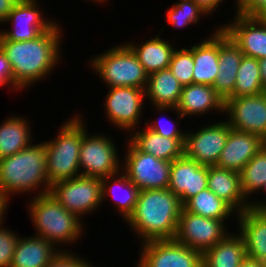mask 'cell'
Wrapping results in <instances>:
<instances>
[{
	"label": "cell",
	"mask_w": 266,
	"mask_h": 267,
	"mask_svg": "<svg viewBox=\"0 0 266 267\" xmlns=\"http://www.w3.org/2000/svg\"><path fill=\"white\" fill-rule=\"evenodd\" d=\"M265 145L266 140L255 133L230 128L227 142L216 166L240 172Z\"/></svg>",
	"instance_id": "cell-18"
},
{
	"label": "cell",
	"mask_w": 266,
	"mask_h": 267,
	"mask_svg": "<svg viewBox=\"0 0 266 267\" xmlns=\"http://www.w3.org/2000/svg\"><path fill=\"white\" fill-rule=\"evenodd\" d=\"M88 1H92V2H95V3H102V2H107V0H88Z\"/></svg>",
	"instance_id": "cell-48"
},
{
	"label": "cell",
	"mask_w": 266,
	"mask_h": 267,
	"mask_svg": "<svg viewBox=\"0 0 266 267\" xmlns=\"http://www.w3.org/2000/svg\"><path fill=\"white\" fill-rule=\"evenodd\" d=\"M224 115L231 129L255 133L266 140V91L258 95L228 98Z\"/></svg>",
	"instance_id": "cell-13"
},
{
	"label": "cell",
	"mask_w": 266,
	"mask_h": 267,
	"mask_svg": "<svg viewBox=\"0 0 266 267\" xmlns=\"http://www.w3.org/2000/svg\"><path fill=\"white\" fill-rule=\"evenodd\" d=\"M214 31L213 35L193 45V84L213 86L216 80L219 71V28Z\"/></svg>",
	"instance_id": "cell-23"
},
{
	"label": "cell",
	"mask_w": 266,
	"mask_h": 267,
	"mask_svg": "<svg viewBox=\"0 0 266 267\" xmlns=\"http://www.w3.org/2000/svg\"><path fill=\"white\" fill-rule=\"evenodd\" d=\"M157 111L163 113L168 110L175 111L178 119L191 115H205L211 110L224 112V101L217 95L211 85L190 84L183 86L178 105L176 107H154Z\"/></svg>",
	"instance_id": "cell-19"
},
{
	"label": "cell",
	"mask_w": 266,
	"mask_h": 267,
	"mask_svg": "<svg viewBox=\"0 0 266 267\" xmlns=\"http://www.w3.org/2000/svg\"><path fill=\"white\" fill-rule=\"evenodd\" d=\"M128 137L140 151L158 159L172 162L184 154L185 138H165L147 128L133 130Z\"/></svg>",
	"instance_id": "cell-24"
},
{
	"label": "cell",
	"mask_w": 266,
	"mask_h": 267,
	"mask_svg": "<svg viewBox=\"0 0 266 267\" xmlns=\"http://www.w3.org/2000/svg\"><path fill=\"white\" fill-rule=\"evenodd\" d=\"M61 251L39 236H19L10 267H46Z\"/></svg>",
	"instance_id": "cell-25"
},
{
	"label": "cell",
	"mask_w": 266,
	"mask_h": 267,
	"mask_svg": "<svg viewBox=\"0 0 266 267\" xmlns=\"http://www.w3.org/2000/svg\"><path fill=\"white\" fill-rule=\"evenodd\" d=\"M168 68L183 86L193 84V45L188 49H176Z\"/></svg>",
	"instance_id": "cell-35"
},
{
	"label": "cell",
	"mask_w": 266,
	"mask_h": 267,
	"mask_svg": "<svg viewBox=\"0 0 266 267\" xmlns=\"http://www.w3.org/2000/svg\"><path fill=\"white\" fill-rule=\"evenodd\" d=\"M88 134L87 132L84 134L80 147L81 175L103 179L119 173L122 169L119 152H117L119 150L112 138L101 133Z\"/></svg>",
	"instance_id": "cell-8"
},
{
	"label": "cell",
	"mask_w": 266,
	"mask_h": 267,
	"mask_svg": "<svg viewBox=\"0 0 266 267\" xmlns=\"http://www.w3.org/2000/svg\"><path fill=\"white\" fill-rule=\"evenodd\" d=\"M207 178L208 167L183 154L171 162L168 189L184 204L189 198L207 188Z\"/></svg>",
	"instance_id": "cell-17"
},
{
	"label": "cell",
	"mask_w": 266,
	"mask_h": 267,
	"mask_svg": "<svg viewBox=\"0 0 266 267\" xmlns=\"http://www.w3.org/2000/svg\"><path fill=\"white\" fill-rule=\"evenodd\" d=\"M9 203V199L0 191V225L4 224V216L8 205H10Z\"/></svg>",
	"instance_id": "cell-43"
},
{
	"label": "cell",
	"mask_w": 266,
	"mask_h": 267,
	"mask_svg": "<svg viewBox=\"0 0 266 267\" xmlns=\"http://www.w3.org/2000/svg\"><path fill=\"white\" fill-rule=\"evenodd\" d=\"M259 212L266 217V205Z\"/></svg>",
	"instance_id": "cell-47"
},
{
	"label": "cell",
	"mask_w": 266,
	"mask_h": 267,
	"mask_svg": "<svg viewBox=\"0 0 266 267\" xmlns=\"http://www.w3.org/2000/svg\"><path fill=\"white\" fill-rule=\"evenodd\" d=\"M135 53L139 63L149 74L167 69L174 51L176 50L167 40H163L160 36L150 38L145 42L137 45L136 43H126Z\"/></svg>",
	"instance_id": "cell-28"
},
{
	"label": "cell",
	"mask_w": 266,
	"mask_h": 267,
	"mask_svg": "<svg viewBox=\"0 0 266 267\" xmlns=\"http://www.w3.org/2000/svg\"><path fill=\"white\" fill-rule=\"evenodd\" d=\"M246 257L242 236L228 232L215 246L202 254V267H239Z\"/></svg>",
	"instance_id": "cell-27"
},
{
	"label": "cell",
	"mask_w": 266,
	"mask_h": 267,
	"mask_svg": "<svg viewBox=\"0 0 266 267\" xmlns=\"http://www.w3.org/2000/svg\"><path fill=\"white\" fill-rule=\"evenodd\" d=\"M224 223L222 220L190 213L183 208L174 240L203 254L228 234Z\"/></svg>",
	"instance_id": "cell-10"
},
{
	"label": "cell",
	"mask_w": 266,
	"mask_h": 267,
	"mask_svg": "<svg viewBox=\"0 0 266 267\" xmlns=\"http://www.w3.org/2000/svg\"><path fill=\"white\" fill-rule=\"evenodd\" d=\"M137 267H202V253L173 240L143 243Z\"/></svg>",
	"instance_id": "cell-14"
},
{
	"label": "cell",
	"mask_w": 266,
	"mask_h": 267,
	"mask_svg": "<svg viewBox=\"0 0 266 267\" xmlns=\"http://www.w3.org/2000/svg\"><path fill=\"white\" fill-rule=\"evenodd\" d=\"M117 190H123L120 191L123 194L120 195V192L117 193ZM101 191L102 201L105 202V198H108L106 195H109V198L112 197L114 206L116 205L117 207L116 210L123 217V220L125 219L124 221H126L136 206L137 197L140 190L122 171H120L115 175L107 176L101 179ZM117 194H119V196Z\"/></svg>",
	"instance_id": "cell-29"
},
{
	"label": "cell",
	"mask_w": 266,
	"mask_h": 267,
	"mask_svg": "<svg viewBox=\"0 0 266 267\" xmlns=\"http://www.w3.org/2000/svg\"><path fill=\"white\" fill-rule=\"evenodd\" d=\"M67 251L59 252L46 267H95L81 256Z\"/></svg>",
	"instance_id": "cell-38"
},
{
	"label": "cell",
	"mask_w": 266,
	"mask_h": 267,
	"mask_svg": "<svg viewBox=\"0 0 266 267\" xmlns=\"http://www.w3.org/2000/svg\"><path fill=\"white\" fill-rule=\"evenodd\" d=\"M109 92L103 101L108 121L115 127L129 134L141 122L145 90L135 87L121 86L108 88Z\"/></svg>",
	"instance_id": "cell-12"
},
{
	"label": "cell",
	"mask_w": 266,
	"mask_h": 267,
	"mask_svg": "<svg viewBox=\"0 0 266 267\" xmlns=\"http://www.w3.org/2000/svg\"><path fill=\"white\" fill-rule=\"evenodd\" d=\"M167 11L166 22L177 28L194 25L199 22V18L207 13L193 0H178Z\"/></svg>",
	"instance_id": "cell-34"
},
{
	"label": "cell",
	"mask_w": 266,
	"mask_h": 267,
	"mask_svg": "<svg viewBox=\"0 0 266 267\" xmlns=\"http://www.w3.org/2000/svg\"><path fill=\"white\" fill-rule=\"evenodd\" d=\"M30 124L23 116H11L0 125V159L32 144Z\"/></svg>",
	"instance_id": "cell-30"
},
{
	"label": "cell",
	"mask_w": 266,
	"mask_h": 267,
	"mask_svg": "<svg viewBox=\"0 0 266 267\" xmlns=\"http://www.w3.org/2000/svg\"><path fill=\"white\" fill-rule=\"evenodd\" d=\"M0 85L13 88V74L10 62L0 48Z\"/></svg>",
	"instance_id": "cell-40"
},
{
	"label": "cell",
	"mask_w": 266,
	"mask_h": 267,
	"mask_svg": "<svg viewBox=\"0 0 266 267\" xmlns=\"http://www.w3.org/2000/svg\"><path fill=\"white\" fill-rule=\"evenodd\" d=\"M266 193V182L263 184L262 189L260 190L262 192ZM253 198L250 199V208L256 211H260L265 205H266V200L261 202L260 200H255V202L252 200Z\"/></svg>",
	"instance_id": "cell-45"
},
{
	"label": "cell",
	"mask_w": 266,
	"mask_h": 267,
	"mask_svg": "<svg viewBox=\"0 0 266 267\" xmlns=\"http://www.w3.org/2000/svg\"><path fill=\"white\" fill-rule=\"evenodd\" d=\"M29 216L39 236L54 246L73 244L83 235L82 221L66 210L49 192L36 195L28 204ZM83 223V224H82ZM37 230V231H36ZM57 244V245H56Z\"/></svg>",
	"instance_id": "cell-4"
},
{
	"label": "cell",
	"mask_w": 266,
	"mask_h": 267,
	"mask_svg": "<svg viewBox=\"0 0 266 267\" xmlns=\"http://www.w3.org/2000/svg\"><path fill=\"white\" fill-rule=\"evenodd\" d=\"M183 208L193 214L228 222L232 214H237L226 202L208 188L189 198Z\"/></svg>",
	"instance_id": "cell-31"
},
{
	"label": "cell",
	"mask_w": 266,
	"mask_h": 267,
	"mask_svg": "<svg viewBox=\"0 0 266 267\" xmlns=\"http://www.w3.org/2000/svg\"><path fill=\"white\" fill-rule=\"evenodd\" d=\"M265 92L256 58L243 56L237 76L233 94L229 98L239 96L258 95Z\"/></svg>",
	"instance_id": "cell-32"
},
{
	"label": "cell",
	"mask_w": 266,
	"mask_h": 267,
	"mask_svg": "<svg viewBox=\"0 0 266 267\" xmlns=\"http://www.w3.org/2000/svg\"><path fill=\"white\" fill-rule=\"evenodd\" d=\"M242 193L247 200L266 182V145L239 172Z\"/></svg>",
	"instance_id": "cell-33"
},
{
	"label": "cell",
	"mask_w": 266,
	"mask_h": 267,
	"mask_svg": "<svg viewBox=\"0 0 266 267\" xmlns=\"http://www.w3.org/2000/svg\"><path fill=\"white\" fill-rule=\"evenodd\" d=\"M183 209L180 198L167 189L140 190L136 206L125 221L140 242L173 240Z\"/></svg>",
	"instance_id": "cell-2"
},
{
	"label": "cell",
	"mask_w": 266,
	"mask_h": 267,
	"mask_svg": "<svg viewBox=\"0 0 266 267\" xmlns=\"http://www.w3.org/2000/svg\"><path fill=\"white\" fill-rule=\"evenodd\" d=\"M37 3L36 0H20L5 21L10 22L12 28L0 31V40L32 41L48 31L56 22L43 17Z\"/></svg>",
	"instance_id": "cell-15"
},
{
	"label": "cell",
	"mask_w": 266,
	"mask_h": 267,
	"mask_svg": "<svg viewBox=\"0 0 266 267\" xmlns=\"http://www.w3.org/2000/svg\"><path fill=\"white\" fill-rule=\"evenodd\" d=\"M239 267H266V264L247 256Z\"/></svg>",
	"instance_id": "cell-44"
},
{
	"label": "cell",
	"mask_w": 266,
	"mask_h": 267,
	"mask_svg": "<svg viewBox=\"0 0 266 267\" xmlns=\"http://www.w3.org/2000/svg\"><path fill=\"white\" fill-rule=\"evenodd\" d=\"M199 129L195 133L185 132L184 155L202 166H216L227 142L230 126L222 120Z\"/></svg>",
	"instance_id": "cell-11"
},
{
	"label": "cell",
	"mask_w": 266,
	"mask_h": 267,
	"mask_svg": "<svg viewBox=\"0 0 266 267\" xmlns=\"http://www.w3.org/2000/svg\"><path fill=\"white\" fill-rule=\"evenodd\" d=\"M198 4L208 15H212L218 9L223 0H193Z\"/></svg>",
	"instance_id": "cell-42"
},
{
	"label": "cell",
	"mask_w": 266,
	"mask_h": 267,
	"mask_svg": "<svg viewBox=\"0 0 266 267\" xmlns=\"http://www.w3.org/2000/svg\"><path fill=\"white\" fill-rule=\"evenodd\" d=\"M19 236L0 225V267H10Z\"/></svg>",
	"instance_id": "cell-36"
},
{
	"label": "cell",
	"mask_w": 266,
	"mask_h": 267,
	"mask_svg": "<svg viewBox=\"0 0 266 267\" xmlns=\"http://www.w3.org/2000/svg\"><path fill=\"white\" fill-rule=\"evenodd\" d=\"M237 3V4H236ZM236 13L249 18H266V0H236Z\"/></svg>",
	"instance_id": "cell-37"
},
{
	"label": "cell",
	"mask_w": 266,
	"mask_h": 267,
	"mask_svg": "<svg viewBox=\"0 0 266 267\" xmlns=\"http://www.w3.org/2000/svg\"><path fill=\"white\" fill-rule=\"evenodd\" d=\"M161 120L159 121L158 119L156 122L152 121L151 125L150 122L148 125V123L145 121V126L147 125V129L165 138H185L186 133L177 128V123L170 122L171 120L169 119H164L163 122L165 121V125L163 122H161Z\"/></svg>",
	"instance_id": "cell-39"
},
{
	"label": "cell",
	"mask_w": 266,
	"mask_h": 267,
	"mask_svg": "<svg viewBox=\"0 0 266 267\" xmlns=\"http://www.w3.org/2000/svg\"><path fill=\"white\" fill-rule=\"evenodd\" d=\"M236 216L247 256L266 264V217L251 208Z\"/></svg>",
	"instance_id": "cell-22"
},
{
	"label": "cell",
	"mask_w": 266,
	"mask_h": 267,
	"mask_svg": "<svg viewBox=\"0 0 266 267\" xmlns=\"http://www.w3.org/2000/svg\"><path fill=\"white\" fill-rule=\"evenodd\" d=\"M85 119L79 115H73L71 119L64 121L55 138L44 142L46 171L50 186L81 175L79 153L82 138L87 132Z\"/></svg>",
	"instance_id": "cell-5"
},
{
	"label": "cell",
	"mask_w": 266,
	"mask_h": 267,
	"mask_svg": "<svg viewBox=\"0 0 266 267\" xmlns=\"http://www.w3.org/2000/svg\"><path fill=\"white\" fill-rule=\"evenodd\" d=\"M90 59L92 70L107 87H135L145 90L148 73L126 44L115 45Z\"/></svg>",
	"instance_id": "cell-6"
},
{
	"label": "cell",
	"mask_w": 266,
	"mask_h": 267,
	"mask_svg": "<svg viewBox=\"0 0 266 267\" xmlns=\"http://www.w3.org/2000/svg\"><path fill=\"white\" fill-rule=\"evenodd\" d=\"M243 56L239 46L219 26V71L212 87L224 102L233 94Z\"/></svg>",
	"instance_id": "cell-20"
},
{
	"label": "cell",
	"mask_w": 266,
	"mask_h": 267,
	"mask_svg": "<svg viewBox=\"0 0 266 267\" xmlns=\"http://www.w3.org/2000/svg\"><path fill=\"white\" fill-rule=\"evenodd\" d=\"M121 170L139 189H167L171 162L140 151L129 139ZM124 168V169H123Z\"/></svg>",
	"instance_id": "cell-7"
},
{
	"label": "cell",
	"mask_w": 266,
	"mask_h": 267,
	"mask_svg": "<svg viewBox=\"0 0 266 267\" xmlns=\"http://www.w3.org/2000/svg\"><path fill=\"white\" fill-rule=\"evenodd\" d=\"M233 22L220 26L239 46L244 56L266 58V18H249L238 13Z\"/></svg>",
	"instance_id": "cell-16"
},
{
	"label": "cell",
	"mask_w": 266,
	"mask_h": 267,
	"mask_svg": "<svg viewBox=\"0 0 266 267\" xmlns=\"http://www.w3.org/2000/svg\"><path fill=\"white\" fill-rule=\"evenodd\" d=\"M50 194L68 211L82 219L93 213L102 201L101 179L77 176L51 185ZM92 211V212H91Z\"/></svg>",
	"instance_id": "cell-9"
},
{
	"label": "cell",
	"mask_w": 266,
	"mask_h": 267,
	"mask_svg": "<svg viewBox=\"0 0 266 267\" xmlns=\"http://www.w3.org/2000/svg\"><path fill=\"white\" fill-rule=\"evenodd\" d=\"M20 0H0V23H4L9 13L15 8Z\"/></svg>",
	"instance_id": "cell-41"
},
{
	"label": "cell",
	"mask_w": 266,
	"mask_h": 267,
	"mask_svg": "<svg viewBox=\"0 0 266 267\" xmlns=\"http://www.w3.org/2000/svg\"><path fill=\"white\" fill-rule=\"evenodd\" d=\"M207 188L226 202L237 215L250 208L241 189L240 173L217 166L208 167Z\"/></svg>",
	"instance_id": "cell-21"
},
{
	"label": "cell",
	"mask_w": 266,
	"mask_h": 267,
	"mask_svg": "<svg viewBox=\"0 0 266 267\" xmlns=\"http://www.w3.org/2000/svg\"><path fill=\"white\" fill-rule=\"evenodd\" d=\"M182 90L183 85L167 68L149 74L145 97L152 107H176Z\"/></svg>",
	"instance_id": "cell-26"
},
{
	"label": "cell",
	"mask_w": 266,
	"mask_h": 267,
	"mask_svg": "<svg viewBox=\"0 0 266 267\" xmlns=\"http://www.w3.org/2000/svg\"><path fill=\"white\" fill-rule=\"evenodd\" d=\"M258 62H259L262 86L266 91V58L259 59Z\"/></svg>",
	"instance_id": "cell-46"
},
{
	"label": "cell",
	"mask_w": 266,
	"mask_h": 267,
	"mask_svg": "<svg viewBox=\"0 0 266 267\" xmlns=\"http://www.w3.org/2000/svg\"><path fill=\"white\" fill-rule=\"evenodd\" d=\"M39 188L37 195L46 194L51 188L44 142L32 143L20 152L0 159V191L9 200L12 194L33 193Z\"/></svg>",
	"instance_id": "cell-3"
},
{
	"label": "cell",
	"mask_w": 266,
	"mask_h": 267,
	"mask_svg": "<svg viewBox=\"0 0 266 267\" xmlns=\"http://www.w3.org/2000/svg\"><path fill=\"white\" fill-rule=\"evenodd\" d=\"M61 28L57 22L32 41L0 40V48L12 68L13 90H26L51 75L61 62Z\"/></svg>",
	"instance_id": "cell-1"
}]
</instances>
